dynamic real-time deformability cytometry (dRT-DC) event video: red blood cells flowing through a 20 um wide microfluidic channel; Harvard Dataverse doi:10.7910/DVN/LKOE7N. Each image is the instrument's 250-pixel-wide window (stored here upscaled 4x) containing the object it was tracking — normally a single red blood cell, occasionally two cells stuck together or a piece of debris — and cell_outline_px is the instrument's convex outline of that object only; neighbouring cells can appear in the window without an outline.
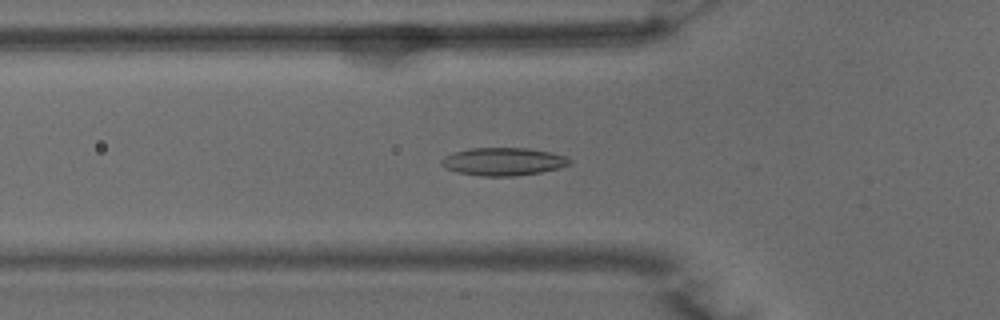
{"species": "common noctule bat (a hibernating species)", "species_latin": "Nyctalus noctula", "temperature_condition": "warm", "stored_images_in_passage": 50, "camera_frame_rate_fps": 3000, "um_per_image_px": 0.085, "animal": {"sex": "male", "body_mass_g": 15.6}, "frame": {"image": 1, "passage_image": 17, "time_ms": 5.333, "image_size_px": [1000, 320], "cell_outline_px": [[572, 164], [560, 168], [540, 172], [516, 176], [480, 176], [456, 172], [440, 164], [440, 160], [444, 156], [468, 148], [528, 148], [548, 152], [564, 156], [572, 160]], "centroid_in_image_um": [42.78, 13.74], "position_along_channel_um": 83.0, "area_um2": 20.81}}
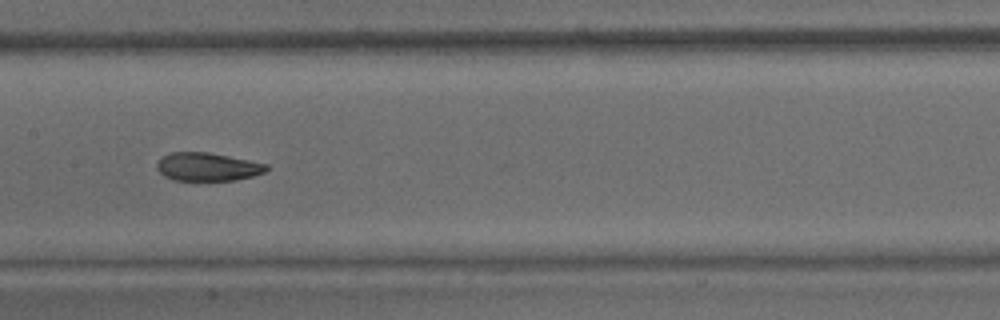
{"frame": {"image": 2, "passage_image": 25, "time_ms": 8.0, "image_size_px": [1000, 320], "cell_outline_px": [[268, 168], [264, 172], [252, 176], [236, 180], [176, 180], [164, 176], [156, 168], [156, 164], [164, 156], [172, 152], [208, 152], [268, 164]], "centroid_in_image_um": [17.64, 14.18], "position_along_channel_um": 189.8, "area_um2": 17.8}}
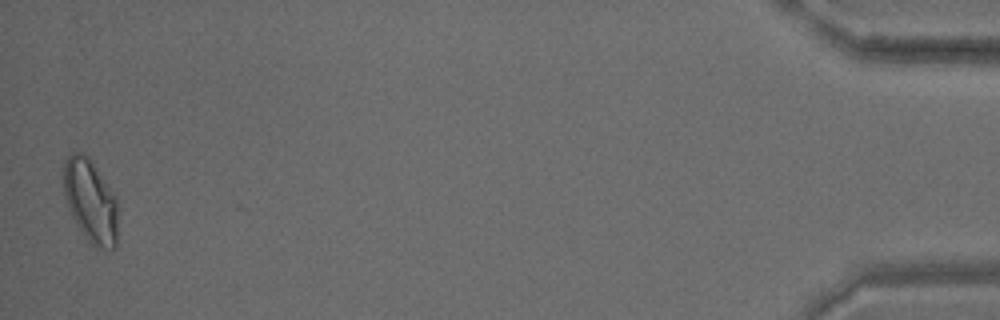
{"frame": {"image": 3, "passage_image": 50, "time_ms": 16.333, "image_size_px": [1000, 320], "cell_outline_px": [[116, 248], [96, 248], [88, 244], [72, 216], [68, 208], [64, 192], [64, 160], [72, 152], [80, 152], [88, 156], [92, 160], [116, 196]], "centroid_in_image_um": [7.68, 17.08], "position_along_channel_um": 427.5, "area_um2": 26.41}, "authors_computed_cell_mechanics": {"area_um2": 20.2011, "velocity_mm_per_s": 3.9697, "shape_relaxation_time_tau1_ms": 10.1805, "shape_relaxation_time_tau2_ms": 2.2024, "deformation_change_tau1": 0.234, "deformation_change_tau2": 0.0709}}